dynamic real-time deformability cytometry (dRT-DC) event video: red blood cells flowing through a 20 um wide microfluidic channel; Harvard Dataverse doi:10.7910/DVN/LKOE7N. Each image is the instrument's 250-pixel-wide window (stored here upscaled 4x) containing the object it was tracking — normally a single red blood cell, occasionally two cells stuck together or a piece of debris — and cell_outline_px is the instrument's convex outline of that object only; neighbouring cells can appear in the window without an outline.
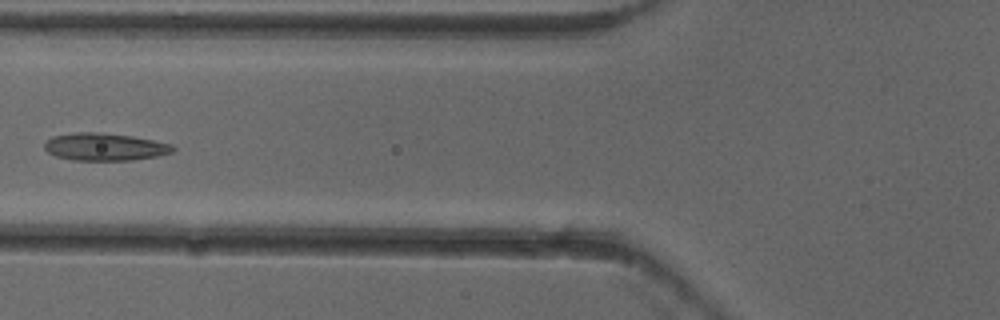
{"species": "common noctule bat (a hibernating species)", "species_latin": "Nyctalus noctula", "temperature_condition": "cold", "stored_images_in_passage": 7, "camera_frame_rate_fps": 3000, "um_per_image_px": 0.085, "animal": {"sex": "female"}, "frame": {"image": 1, "passage_image": 6, "time_ms": 1.667, "image_size_px": [1000, 320], "cell_outline_px": [[176, 148], [172, 152], [156, 156], [132, 160], [72, 160], [56, 156], [48, 152], [44, 148], [44, 144], [52, 136], [76, 132], [100, 132], [132, 136], [172, 144]], "centroid_in_image_um": [8.9, 12.48], "position_along_channel_um": 116.9, "area_um2": 20.52}}
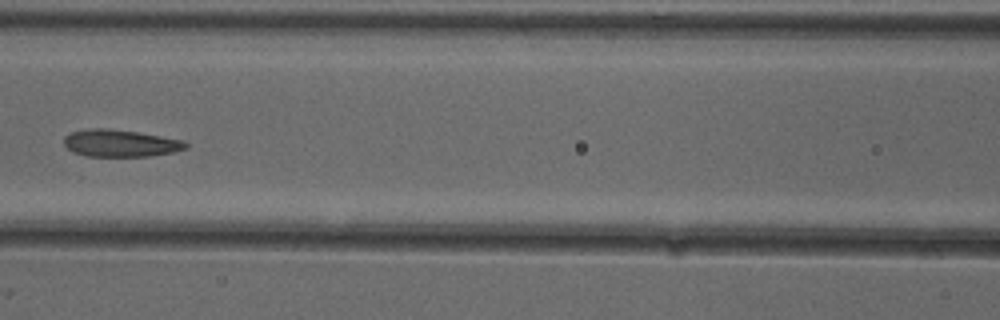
{"frame": {"image": 2, "passage_image": 7, "time_ms": 2.0, "image_size_px": [1000, 320], "cell_outline_px": [[188, 148], [172, 152], [148, 156], [88, 156], [72, 152], [64, 144], [64, 136], [72, 132], [88, 128], [108, 128], [136, 132], [184, 140], [188, 144]], "centroid_in_image_um": [10.22, 12.17], "position_along_channel_um": 156.4, "area_um2": 19.19}}